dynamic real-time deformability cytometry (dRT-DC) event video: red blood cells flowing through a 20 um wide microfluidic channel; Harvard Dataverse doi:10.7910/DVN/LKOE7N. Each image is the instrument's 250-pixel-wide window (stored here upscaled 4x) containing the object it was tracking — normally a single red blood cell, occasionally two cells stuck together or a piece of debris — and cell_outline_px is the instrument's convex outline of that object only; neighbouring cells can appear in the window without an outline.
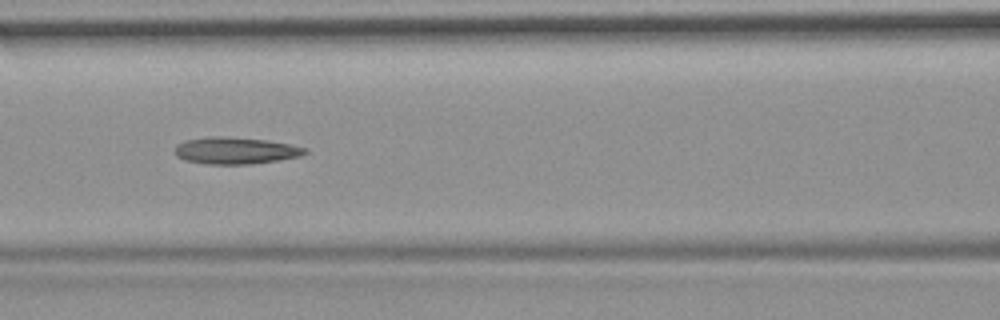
{"species": "common noctule bat (a hibernating species)", "species_latin": "Nyctalus noctula", "temperature_condition": "room temperature", "stored_images_in_passage": 14, "camera_frame_rate_fps": 3000, "um_per_image_px": 0.085, "animal": {"sex": "female", "body_mass_g": 19.9}, "frame": {"image": 1, "passage_image": 5, "time_ms": 5.333, "image_size_px": [1000, 320], "cell_outline_px": [[308, 152], [300, 156], [280, 160], [252, 164], [208, 164], [184, 160], [176, 156], [176, 144], [184, 140], [208, 136], [228, 136], [268, 140], [308, 148]], "centroid_in_image_um": [20.02, 12.79], "position_along_channel_um": 146.6, "area_um2": 20.58}}
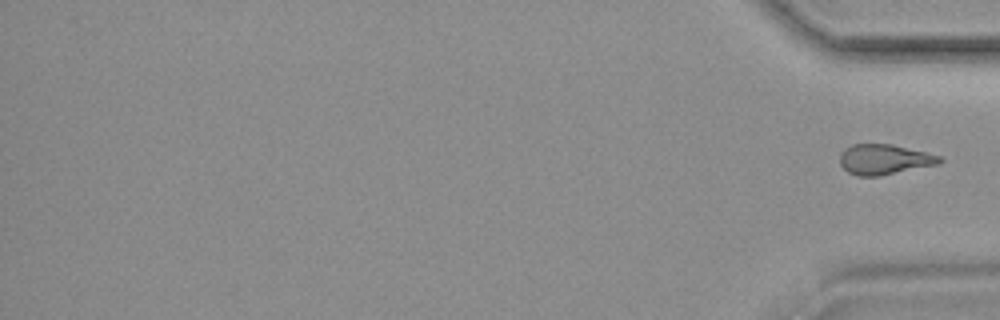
{"frame": {"image": 2, "passage_image": 14, "time_ms": 16.667, "image_size_px": [1000, 320], "cell_outline_px": [[944, 160], [940, 164], [880, 176], [856, 176], [848, 172], [840, 164], [840, 152], [844, 148], [852, 144], [892, 144], [940, 156]], "centroid_in_image_um": [75.15, 13.55], "position_along_channel_um": 360.0, "area_um2": 17.69}}